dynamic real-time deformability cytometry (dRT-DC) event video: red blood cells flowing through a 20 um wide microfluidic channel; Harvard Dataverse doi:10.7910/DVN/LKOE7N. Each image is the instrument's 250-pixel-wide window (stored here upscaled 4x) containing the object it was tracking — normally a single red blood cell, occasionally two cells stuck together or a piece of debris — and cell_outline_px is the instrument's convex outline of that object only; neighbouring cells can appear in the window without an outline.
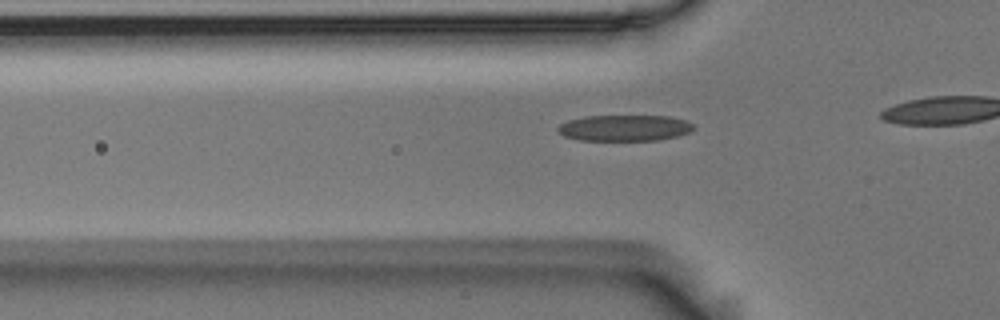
{"species": "Egyptian fruit bat (a non-hibernating species)", "species_latin": "Rousettus aegyptiacus", "temperature_condition": "room temperature", "stored_images_in_passage": 39, "camera_frame_rate_fps": 3000, "um_per_image_px": 0.085, "animal": {"sex": "male"}, "frame": {"image": 1, "passage_image": 14, "time_ms": 4.333, "image_size_px": [1000, 320], "cell_outline_px": [[696, 128], [688, 132], [676, 136], [656, 140], [580, 140], [564, 136], [556, 128], [560, 124], [568, 120], [584, 116], [668, 116], [688, 120]], "centroid_in_image_um": [53.09, 10.87], "position_along_channel_um": 72.7, "area_um2": 20.58}}
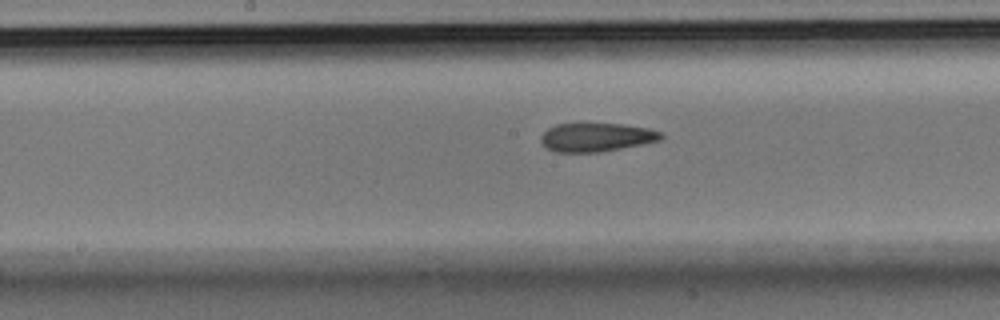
{"frame": {"image": 2, "passage_image": 24, "time_ms": 7.667, "image_size_px": [1000, 320], "cell_outline_px": [[664, 136], [660, 140], [600, 152], [556, 152], [548, 148], [540, 140], [540, 136], [548, 128], [556, 124], [624, 124], [648, 128], [660, 132]], "centroid_in_image_um": [50.68, 11.66], "position_along_channel_um": 197.5, "area_um2": 19.77}}
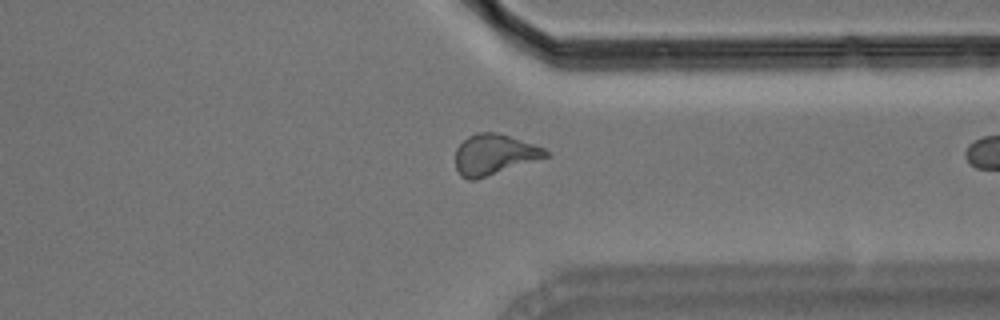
{"frame": {"image": 3, "passage_image": 38, "time_ms": 12.333, "image_size_px": [1000, 320], "cell_outline_px": [[548, 156], [476, 180], [468, 180], [460, 176], [456, 168], [456, 148], [468, 136], [476, 132], [496, 132], [544, 148], [548, 152]], "centroid_in_image_um": [41.95, 13.14], "position_along_channel_um": 369.5, "area_um2": 21.04}}